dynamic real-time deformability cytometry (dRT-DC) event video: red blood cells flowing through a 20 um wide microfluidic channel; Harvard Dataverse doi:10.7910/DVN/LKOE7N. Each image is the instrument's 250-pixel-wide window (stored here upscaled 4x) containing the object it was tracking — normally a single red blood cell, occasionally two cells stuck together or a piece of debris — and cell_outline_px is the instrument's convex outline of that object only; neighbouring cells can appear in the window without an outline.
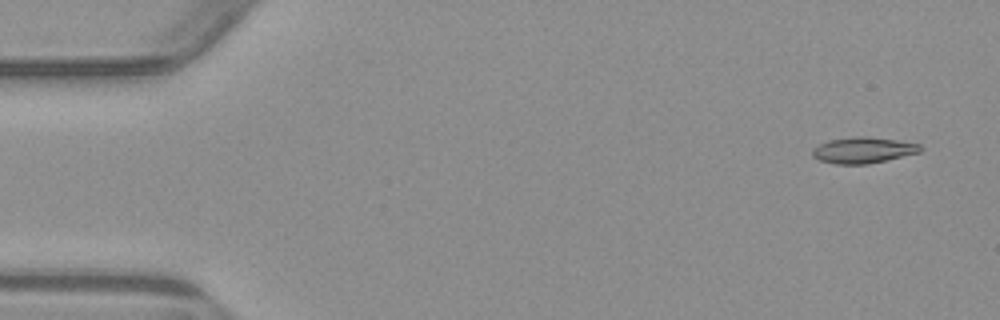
{"species": "common noctule bat (a hibernating species)", "species_latin": "Nyctalus noctula", "temperature_condition": "warm", "stored_images_in_passage": 4, "camera_frame_rate_fps": 3000, "um_per_image_px": 0.085, "animal": {"sex": "male", "body_mass_g": 23.1, "forearm_length_mm": 52.7}, "frame": {"image": 1, "passage_image": 1, "time_ms": 0.0, "image_size_px": [1000, 320], "cell_outline_px": [[924, 148], [920, 152], [868, 164], [836, 164], [820, 160], [812, 156], [812, 148], [828, 140], [852, 136], [868, 136], [896, 140], [920, 144]], "centroid_in_image_um": [73.36, 12.75], "position_along_channel_um": 11.6, "area_um2": 16.42}}
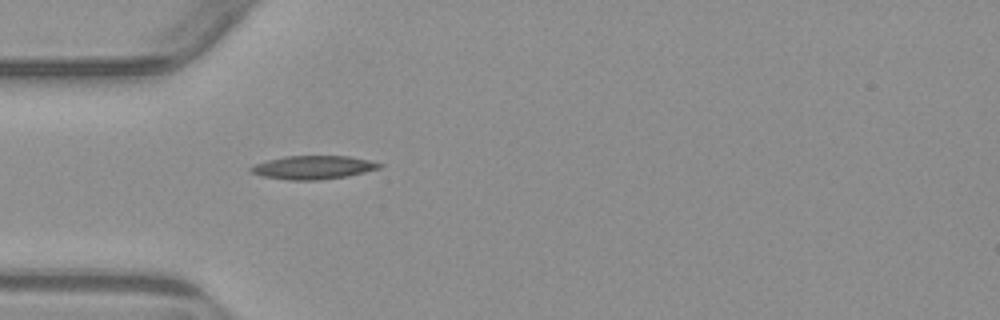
{"frame": {"image": 2, "passage_image": 4, "time_ms": 4.333, "image_size_px": [1000, 320], "cell_outline_px": [[384, 164], [380, 168], [348, 176], [320, 180], [288, 180], [260, 176], [252, 172], [248, 168], [256, 164], [268, 160], [284, 156], [348, 156], [368, 160]], "centroid_in_image_um": [26.62, 14.23], "position_along_channel_um": 58.4, "area_um2": 17.57}}